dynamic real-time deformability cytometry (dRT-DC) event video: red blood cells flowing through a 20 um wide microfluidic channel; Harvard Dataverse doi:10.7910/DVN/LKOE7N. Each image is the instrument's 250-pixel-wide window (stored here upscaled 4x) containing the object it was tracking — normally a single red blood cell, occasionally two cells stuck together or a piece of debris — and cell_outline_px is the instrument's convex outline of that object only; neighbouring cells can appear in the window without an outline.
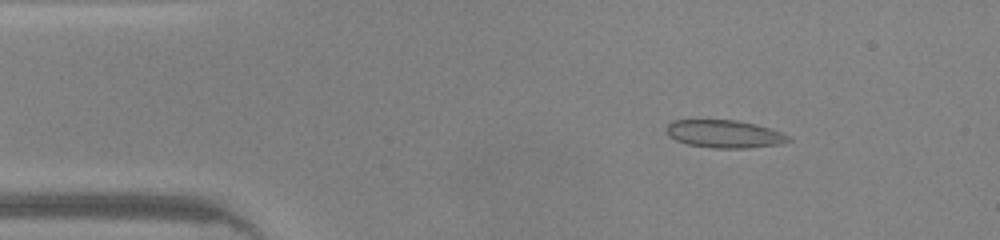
{"species": "common noctule bat (a hibernating species)", "species_latin": "Nyctalus noctula", "temperature_condition": "warm", "stored_images_in_passage": 45, "camera_frame_rate_fps": 3000, "um_per_image_px": 0.085, "animal": {"sex": "male", "body_mass_g": 20.0, "forearm_length_mm": 53.3}, "frame": {"image": 1, "passage_image": 6, "time_ms": 1.667, "image_size_px": [1000, 240], "cell_outline_px": [[792, 140], [780, 144], [748, 148], [712, 148], [688, 144], [676, 140], [668, 136], [668, 124], [672, 120], [736, 120], [756, 124], [780, 132], [788, 136]], "centroid_in_image_um": [61.57, 11.39], "position_along_channel_um": 23.4, "area_um2": 19.59}}
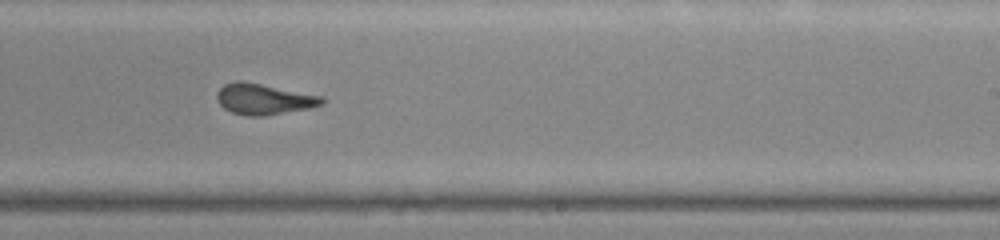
{"frame": {"image": 2, "passage_image": 27, "time_ms": 8.667, "image_size_px": [1000, 240], "cell_outline_px": [[324, 104], [308, 108], [264, 116], [248, 116], [232, 112], [224, 108], [220, 104], [216, 96], [216, 92], [224, 84], [236, 80], [240, 80], [324, 96]], "centroid_in_image_um": [22.41, 8.42], "position_along_channel_um": 266.6, "area_um2": 18.84}}
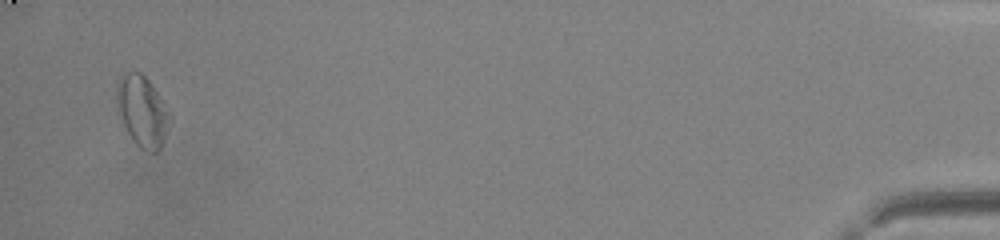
{"frame": {"image": 3, "passage_image": 44, "time_ms": 14.333, "image_size_px": [1000, 240], "cell_outline_px": [[172, 120], [164, 140], [160, 148], [156, 152], [152, 152], [140, 148], [132, 140], [124, 124], [116, 100], [116, 84], [128, 72], [140, 72], [148, 80], [172, 116]], "centroid_in_image_um": [12.12, 9.49], "position_along_channel_um": 423.1, "area_um2": 21.44}, "authors_computed_cell_mechanics": {"area_um2": 19.363, "velocity_mm_per_s": 4.3544, "shape_relaxation_time_tau1_ms": null, "shape_relaxation_time_tau2_ms": 0.9569, "deformation_change_tau1": null, "deformation_change_tau2": 0.0559}}